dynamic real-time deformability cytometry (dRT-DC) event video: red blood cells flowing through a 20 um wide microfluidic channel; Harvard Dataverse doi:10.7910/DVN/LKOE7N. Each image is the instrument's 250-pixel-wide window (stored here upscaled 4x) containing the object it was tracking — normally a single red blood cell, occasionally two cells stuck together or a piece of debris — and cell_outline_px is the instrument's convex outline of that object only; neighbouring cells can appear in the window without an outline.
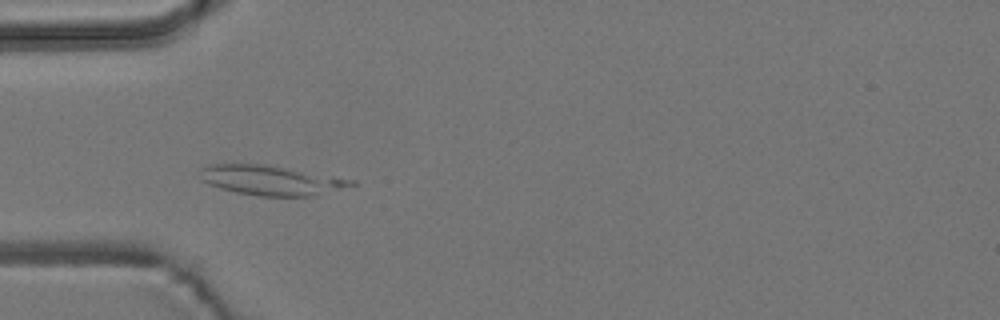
{"species": "common noctule bat (a hibernating species)", "species_latin": "Nyctalus noctula", "temperature_condition": "room temperature", "stored_images_in_passage": 4, "camera_frame_rate_fps": 3000, "um_per_image_px": 0.085, "animal": {"sex": "male", "body_mass_g": 19.2, "forearm_length_mm": 51.8}, "frame": {"image": 1, "passage_image": 4, "time_ms": 3.333, "image_size_px": [1000, 320], "cell_outline_px": [[356, 184], [316, 196], [260, 196], [236, 192], [220, 188], [208, 184], [200, 180], [200, 168], [208, 164], [264, 164], [288, 168], [356, 180]], "centroid_in_image_um": [23.01, 15.32], "position_along_channel_um": 62.0, "area_um2": 26.24}}